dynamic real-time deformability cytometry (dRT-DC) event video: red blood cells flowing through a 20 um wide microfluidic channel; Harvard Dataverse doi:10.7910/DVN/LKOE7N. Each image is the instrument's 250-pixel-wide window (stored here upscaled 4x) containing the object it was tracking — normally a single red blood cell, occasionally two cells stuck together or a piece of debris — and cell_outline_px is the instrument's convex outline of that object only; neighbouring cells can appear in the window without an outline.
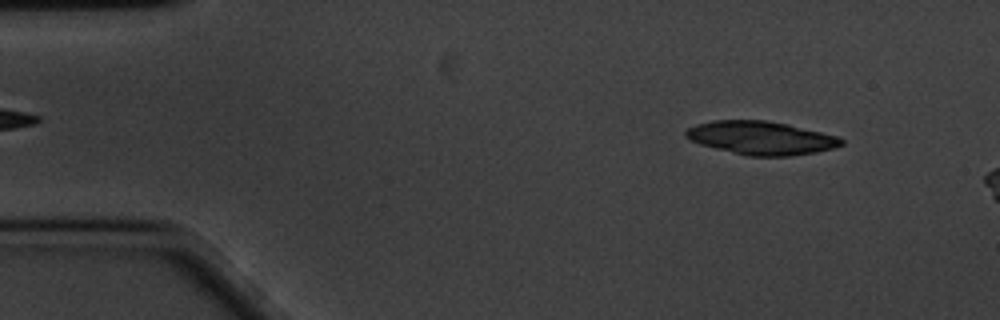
{"species": "common noctule bat (a hibernating species)", "species_latin": "Nyctalus noctula", "temperature_condition": "cold", "stored_images_in_passage": 14, "camera_frame_rate_fps": 3000, "um_per_image_px": 0.085, "animal": {"sex": "male", "body_mass_g": 20.1, "forearm_length_mm": 53.5}, "frame": {"image": 1, "passage_image": 6, "time_ms": 1.667, "image_size_px": [1000, 320], "cell_outline_px": [[844, 144], [832, 148], [816, 152], [788, 156], [748, 156], [700, 144], [684, 136], [684, 132], [688, 128], [696, 124], [716, 120], [764, 120], [788, 124], [840, 136], [844, 140]], "centroid_in_image_um": [64.72, 11.72], "position_along_channel_um": 20.3, "area_um2": 30.17}}